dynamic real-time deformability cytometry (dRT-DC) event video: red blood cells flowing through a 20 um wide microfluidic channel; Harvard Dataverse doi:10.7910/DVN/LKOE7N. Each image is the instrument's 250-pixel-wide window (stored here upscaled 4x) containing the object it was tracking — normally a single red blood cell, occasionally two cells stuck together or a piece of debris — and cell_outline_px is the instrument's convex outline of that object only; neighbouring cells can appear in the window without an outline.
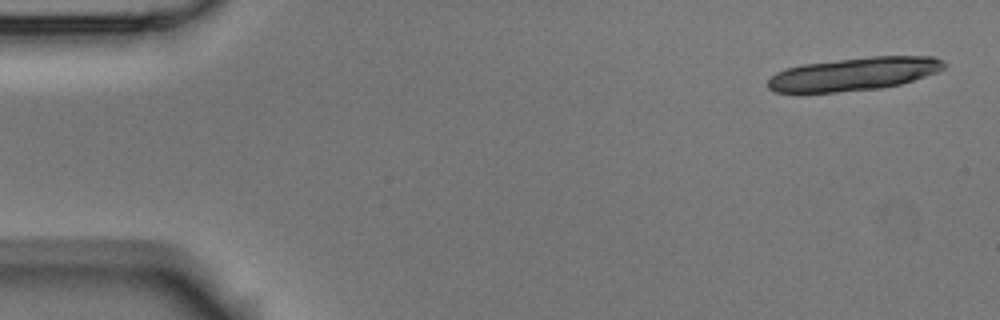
{"species": "Egyptian fruit bat (a non-hibernating species)", "species_latin": "Rousettus aegyptiacus", "temperature_condition": "room temperature", "stored_images_in_passage": 6, "camera_frame_rate_fps": 3000, "um_per_image_px": 0.085, "animal": {"sex": "male"}, "frame": {"image": 1, "passage_image": 1, "time_ms": 0.0, "image_size_px": [1000, 320], "cell_outline_px": [[948, 64], [944, 68], [936, 72], [900, 84], [880, 88], [836, 92], [772, 92], [768, 88], [768, 80], [776, 72], [784, 68], [804, 64], [872, 56], [936, 56], [944, 60]], "centroid_in_image_um": [72.6, 6.28], "position_along_channel_um": 12.4, "area_um2": 33.93}}
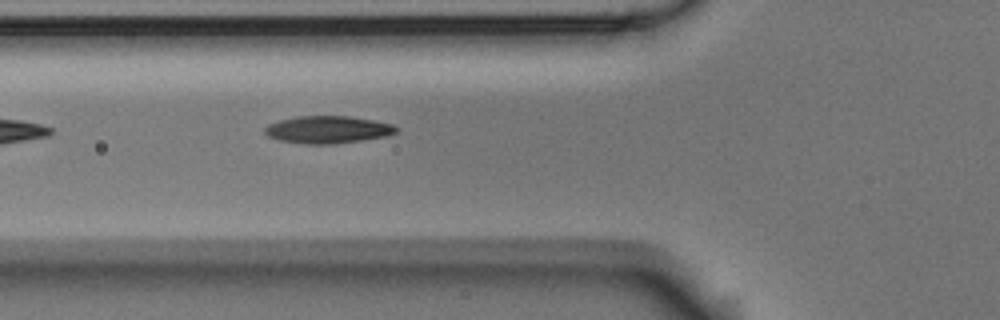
{"frame": {"image": 2, "passage_image": 6, "time_ms": 6.0, "image_size_px": [1000, 320], "cell_outline_px": [[400, 128], [396, 132], [388, 136], [336, 144], [304, 144], [280, 140], [268, 136], [264, 132], [264, 128], [268, 124], [280, 120], [296, 116], [348, 116], [376, 120], [392, 124]], "centroid_in_image_um": [27.89, 11.02], "position_along_channel_um": 97.9, "area_um2": 21.15}}